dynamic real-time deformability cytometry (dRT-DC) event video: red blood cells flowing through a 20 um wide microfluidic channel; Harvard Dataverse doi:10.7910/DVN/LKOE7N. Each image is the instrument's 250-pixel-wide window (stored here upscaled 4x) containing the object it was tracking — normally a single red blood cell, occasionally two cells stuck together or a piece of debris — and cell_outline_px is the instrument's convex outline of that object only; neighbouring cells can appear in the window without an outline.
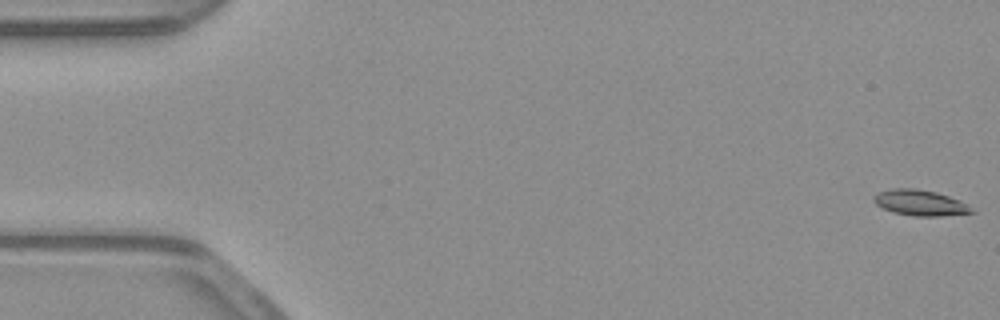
{"species": "common noctule bat (a hibernating species)", "species_latin": "Nyctalus noctula", "temperature_condition": "warm", "stored_images_in_passage": 54, "camera_frame_rate_fps": 3000, "um_per_image_px": 0.085, "animal": {"sex": "male", "body_mass_g": 23.1, "forearm_length_mm": 52.7}, "frame": {"image": 1, "passage_image": 1, "time_ms": 0.0, "image_size_px": [1000, 320], "cell_outline_px": [[976, 212], [940, 216], [916, 216], [896, 212], [884, 208], [876, 204], [872, 200], [880, 192], [892, 188], [916, 188], [936, 192], [960, 200]], "centroid_in_image_um": [78.23, 17.23], "position_along_channel_um": 6.8, "area_um2": 14.33}}
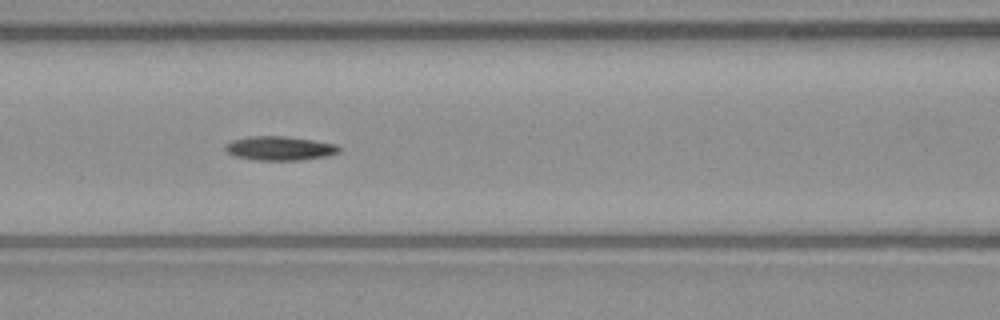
{"frame": {"image": 2, "passage_image": 23, "time_ms": 7.333, "image_size_px": [1000, 320], "cell_outline_px": [[340, 152], [324, 156], [300, 160], [256, 160], [236, 156], [228, 152], [224, 148], [224, 144], [232, 140], [248, 136], [284, 136], [312, 140], [336, 144], [340, 148]], "centroid_in_image_um": [23.74, 12.6], "position_along_channel_um": 142.9, "area_um2": 15.84}}
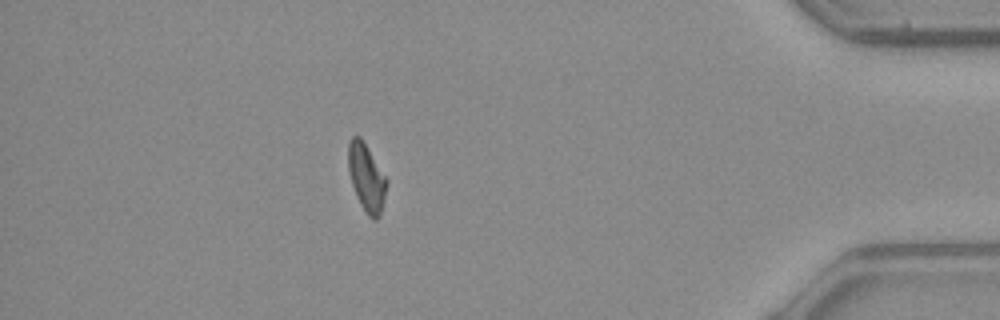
{"frame": {"image": 3, "passage_image": 47, "time_ms": 15.333, "image_size_px": [1000, 320], "cell_outline_px": [[388, 180], [380, 216], [376, 220], [372, 220], [368, 216], [360, 204], [356, 196], [352, 184], [348, 168], [348, 144], [352, 136], [360, 136]], "centroid_in_image_um": [31.15, 15.12], "position_along_channel_um": 404.1, "area_um2": 15.03}}